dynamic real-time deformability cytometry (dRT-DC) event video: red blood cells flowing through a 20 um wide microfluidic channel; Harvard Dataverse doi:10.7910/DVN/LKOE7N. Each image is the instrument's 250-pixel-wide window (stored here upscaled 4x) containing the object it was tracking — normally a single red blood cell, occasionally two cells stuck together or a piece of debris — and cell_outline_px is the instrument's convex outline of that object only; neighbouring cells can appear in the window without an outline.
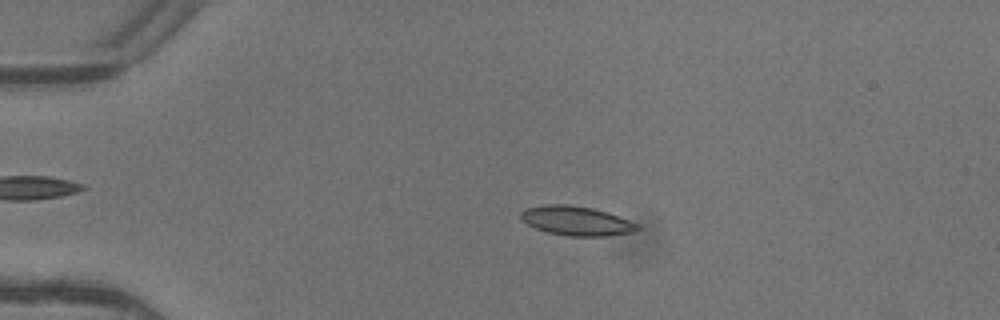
{"species": "common noctule bat (a hibernating species)", "species_latin": "Nyctalus noctula", "temperature_condition": "warm", "stored_images_in_passage": 3, "camera_frame_rate_fps": 3000, "um_per_image_px": 0.085, "animal": {"sex": "female"}, "frame": {"image": 1, "passage_image": 2, "time_ms": 0.333, "image_size_px": [1000, 320], "cell_outline_px": [[640, 228], [636, 232], [604, 236], [568, 236], [548, 232], [536, 228], [520, 220], [520, 212], [528, 208], [544, 204], [568, 204], [592, 208], [608, 212], [640, 224]], "centroid_in_image_um": [49.02, 18.77], "position_along_channel_um": 36.0, "area_um2": 20.06}}